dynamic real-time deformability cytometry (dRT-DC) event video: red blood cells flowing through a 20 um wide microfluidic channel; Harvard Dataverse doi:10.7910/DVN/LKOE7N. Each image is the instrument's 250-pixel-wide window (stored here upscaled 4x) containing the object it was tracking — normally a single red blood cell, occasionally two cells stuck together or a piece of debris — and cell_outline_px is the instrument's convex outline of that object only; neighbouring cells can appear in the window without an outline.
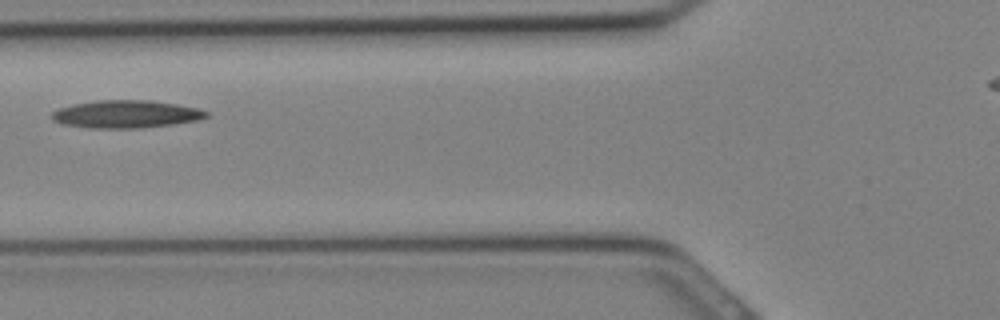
{"species": "Egyptian fruit bat (a non-hibernating species)", "species_latin": "Rousettus aegyptiacus", "temperature_condition": "cold", "stored_images_in_passage": 13, "camera_frame_rate_fps": 3000, "um_per_image_px": 0.085, "animal": {"sex": "female"}, "frame": {"image": 1, "passage_image": 8, "time_ms": 2.333, "image_size_px": [1000, 320], "cell_outline_px": [[208, 116], [196, 120], [172, 124], [140, 128], [92, 128], [60, 124], [52, 120], [52, 112], [60, 108], [72, 104], [96, 100], [152, 100], [176, 104], [196, 108], [208, 112]], "centroid_in_image_um": [10.66, 9.7], "position_along_channel_um": 115.1, "area_um2": 24.85}}
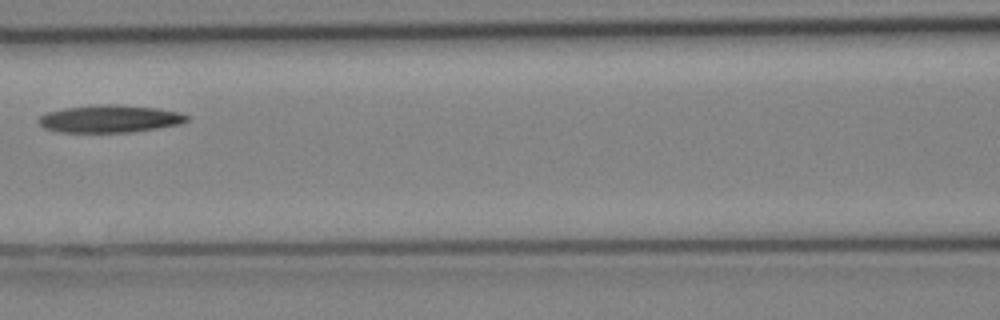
{"frame": {"image": 2, "passage_image": 10, "time_ms": 3.0, "image_size_px": [1000, 320], "cell_outline_px": [[188, 120], [180, 124], [132, 132], [56, 132], [44, 128], [36, 120], [40, 116], [48, 112], [64, 108], [100, 104], [120, 104], [160, 108], [180, 112], [188, 116]], "centroid_in_image_um": [9.33, 10.09], "position_along_channel_um": 157.3, "area_um2": 23.93}}
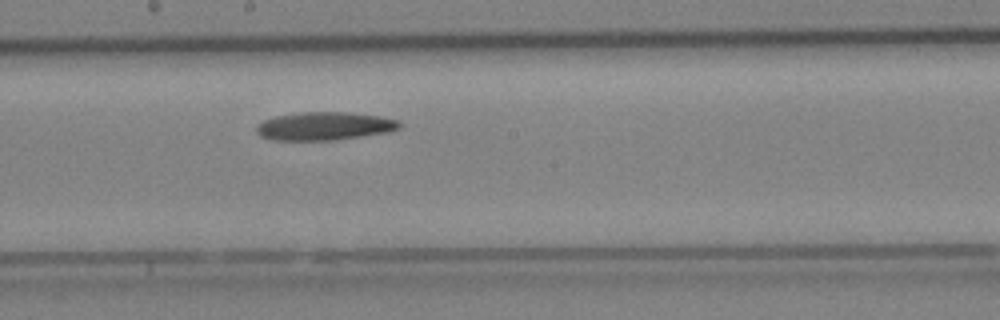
{"frame": {"image": 3, "passage_image": 13, "time_ms": 4.0, "image_size_px": [1000, 320], "cell_outline_px": [[400, 128], [388, 132], [336, 140], [272, 140], [260, 136], [256, 132], [256, 124], [264, 120], [276, 116], [300, 112], [348, 112], [380, 116], [400, 120]], "centroid_in_image_um": [27.57, 10.72], "position_along_channel_um": 220.6, "area_um2": 23.64}}